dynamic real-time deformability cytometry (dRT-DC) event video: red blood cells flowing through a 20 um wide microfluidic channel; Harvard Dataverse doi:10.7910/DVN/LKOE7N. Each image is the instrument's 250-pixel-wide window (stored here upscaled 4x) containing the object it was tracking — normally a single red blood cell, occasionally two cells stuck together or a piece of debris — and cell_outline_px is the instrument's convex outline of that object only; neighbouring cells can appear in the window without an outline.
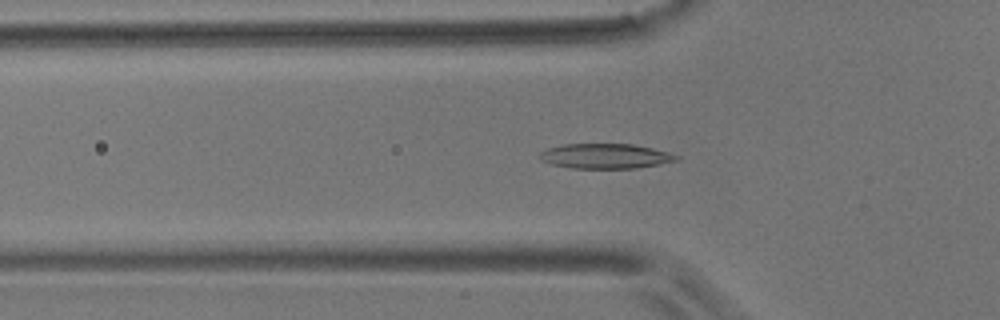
{"species": "common noctule bat (a hibernating species)", "species_latin": "Nyctalus noctula", "temperature_condition": "room temperature", "stored_images_in_passage": 55, "camera_frame_rate_fps": 3000, "um_per_image_px": 0.085, "animal": {"sex": "male", "body_mass_g": 17.9}, "frame": {"image": 1, "passage_image": 18, "time_ms": 5.667, "image_size_px": [1000, 320], "cell_outline_px": [[680, 160], [660, 164], [636, 168], [572, 168], [552, 164], [540, 160], [540, 152], [548, 148], [564, 144], [632, 144], [652, 148], [668, 152], [680, 156]], "centroid_in_image_um": [51.49, 13.27], "position_along_channel_um": 74.3, "area_um2": 19.83}}
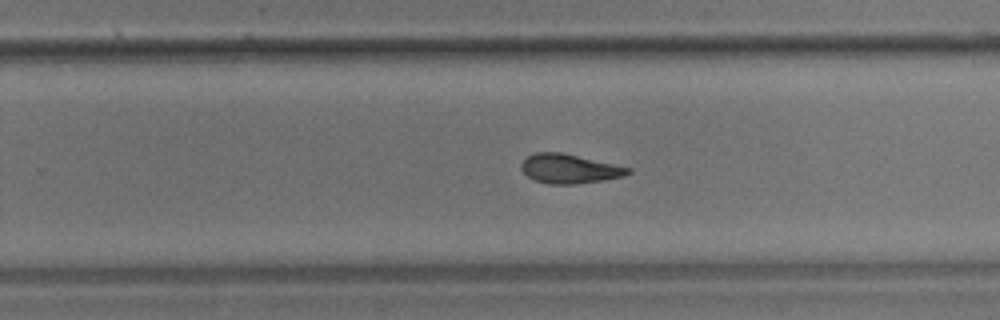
{"frame": {"image": 2, "passage_image": 35, "time_ms": 11.333, "image_size_px": [1000, 320], "cell_outline_px": [[632, 172], [624, 176], [604, 180], [572, 184], [548, 184], [536, 180], [528, 176], [520, 168], [520, 164], [528, 156], [536, 152], [560, 152], [632, 168]], "centroid_in_image_um": [48.41, 14.34], "position_along_channel_um": 281.4, "area_um2": 18.03}}
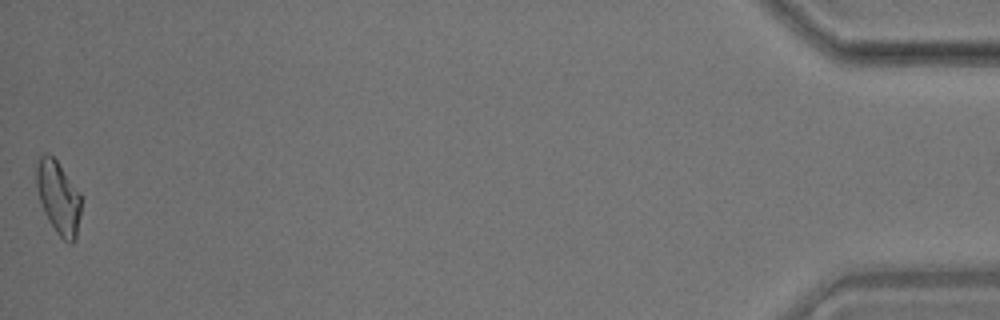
{"frame": {"image": 3, "passage_image": 55, "time_ms": 18.0, "image_size_px": [1000, 320], "cell_outline_px": [[80, 212], [76, 240], [72, 244], [68, 244], [56, 232], [48, 220], [44, 212], [40, 200], [36, 184], [36, 164], [40, 156], [44, 152], [48, 152], [56, 160], [80, 192]], "centroid_in_image_um": [4.96, 16.79], "position_along_channel_um": 430.2, "area_um2": 19.02}, "authors_computed_cell_mechanics": {"area_um2": 18.8428, "velocity_mm_per_s": 3.6483, "shape_relaxation_time_tau1_ms": 10.3709, "shape_relaxation_time_tau2_ms": 3.7783, "deformation_change_tau1": 0.2336, "deformation_change_tau2": 0.1174}}